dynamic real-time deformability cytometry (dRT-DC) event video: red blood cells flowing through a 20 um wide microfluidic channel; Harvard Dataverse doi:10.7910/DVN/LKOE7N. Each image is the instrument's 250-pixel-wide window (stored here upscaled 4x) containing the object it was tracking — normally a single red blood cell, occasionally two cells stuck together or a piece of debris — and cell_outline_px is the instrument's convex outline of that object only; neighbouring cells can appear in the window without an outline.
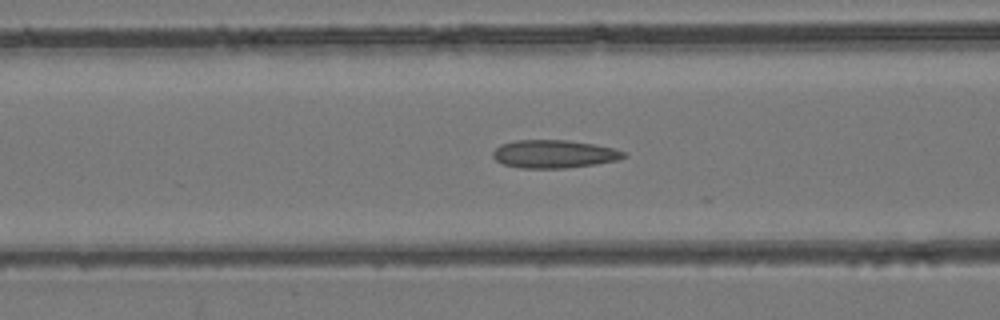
{"species": "common noctule bat (a hibernating species)", "species_latin": "Nyctalus noctula", "temperature_condition": "room temperature", "stored_images_in_passage": 28, "camera_frame_rate_fps": 3000, "um_per_image_px": 0.085, "animal": {"sex": "female", "body_mass_g": 24.6, "forearm_length_mm": 56.2}, "frame": {"image": 1, "passage_image": 19, "time_ms": 6.0, "image_size_px": [1000, 320], "cell_outline_px": [[628, 156], [616, 160], [596, 164], [564, 168], [520, 168], [504, 164], [496, 160], [492, 156], [492, 152], [500, 144], [516, 140], [568, 140], [592, 144], [612, 148], [624, 152]], "centroid_in_image_um": [47.06, 13.09], "position_along_channel_um": 119.5, "area_um2": 21.27}}
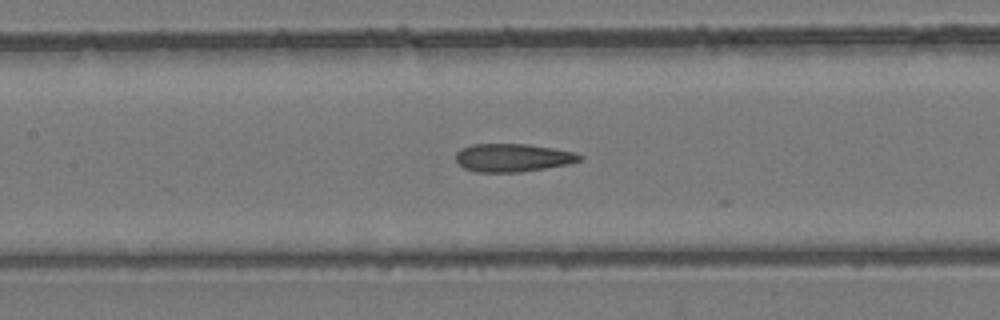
{"frame": {"image": 2, "passage_image": 22, "time_ms": 7.0, "image_size_px": [1000, 320], "cell_outline_px": [[584, 160], [568, 164], [520, 172], [476, 172], [464, 168], [456, 160], [456, 152], [460, 148], [472, 144], [528, 144], [576, 152], [584, 156]], "centroid_in_image_um": [43.61, 13.4], "position_along_channel_um": 163.8, "area_um2": 20.4}}
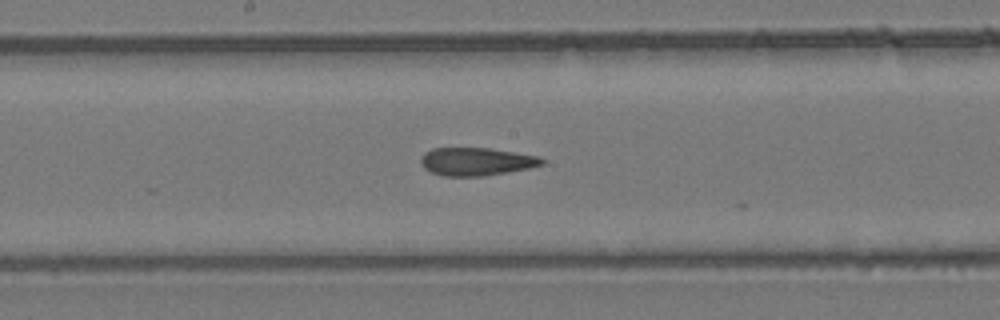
{"frame": {"image": 3, "passage_image": 25, "time_ms": 8.0, "image_size_px": [1000, 320], "cell_outline_px": [[544, 164], [528, 168], [508, 172], [484, 176], [444, 176], [432, 172], [424, 168], [420, 164], [420, 156], [424, 152], [432, 148], [488, 148], [540, 156], [544, 160]], "centroid_in_image_um": [40.46, 13.73], "position_along_channel_um": 207.7, "area_um2": 19.83}}